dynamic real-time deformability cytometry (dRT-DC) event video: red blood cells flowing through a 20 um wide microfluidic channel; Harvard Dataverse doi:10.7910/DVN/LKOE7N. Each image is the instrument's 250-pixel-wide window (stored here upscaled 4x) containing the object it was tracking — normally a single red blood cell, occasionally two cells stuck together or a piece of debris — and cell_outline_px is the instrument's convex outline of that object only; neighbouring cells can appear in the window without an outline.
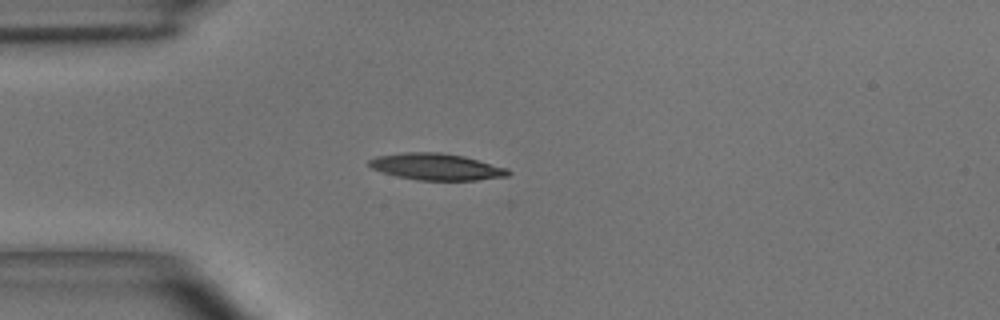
{"species": "common noctule bat (a hibernating species)", "species_latin": "Nyctalus noctula", "temperature_condition": "room temperature", "stored_images_in_passage": 29, "camera_frame_rate_fps": 3000, "um_per_image_px": 0.085, "animal": {"sex": "male", "body_mass_g": 15.6}, "frame": {"image": 1, "passage_image": 1, "time_ms": 0.0, "image_size_px": [1000, 320], "cell_outline_px": [[512, 172], [508, 176], [476, 180], [416, 180], [396, 176], [372, 168], [368, 164], [368, 160], [376, 156], [404, 152], [440, 152], [464, 156], [508, 168]], "centroid_in_image_um": [37.1, 14.17], "position_along_channel_um": 47.9, "area_um2": 21.62}}
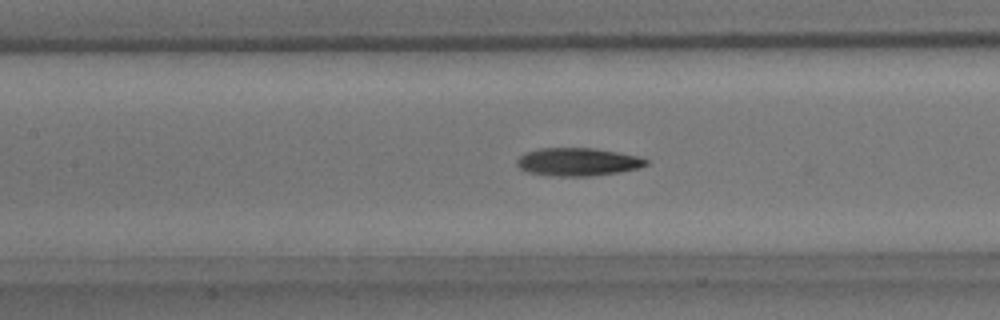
{"frame": {"image": 2, "passage_image": 10, "time_ms": 3.0, "image_size_px": [1000, 320], "cell_outline_px": [[648, 164], [640, 168], [620, 172], [588, 176], [552, 176], [528, 172], [520, 168], [516, 164], [516, 160], [524, 152], [536, 148], [592, 148], [616, 152], [636, 156], [648, 160]], "centroid_in_image_um": [49.07, 13.76], "position_along_channel_um": 158.3, "area_um2": 21.1}}
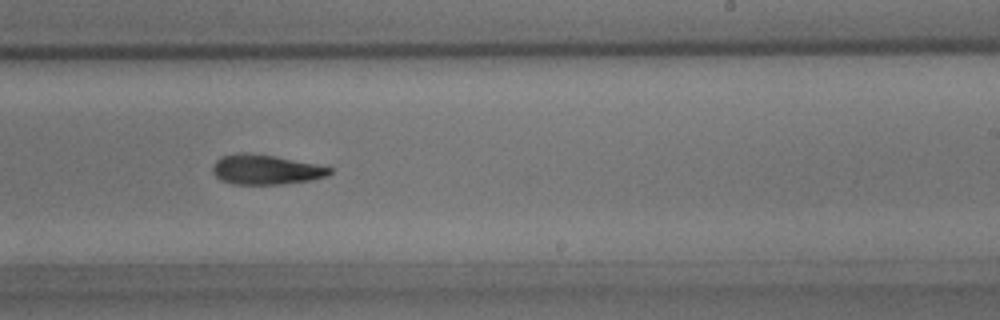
{"frame": {"image": 3, "passage_image": 18, "time_ms": 5.667, "image_size_px": [1000, 320], "cell_outline_px": [[332, 172], [328, 176], [308, 180], [284, 184], [232, 184], [220, 180], [212, 172], [212, 164], [220, 156], [240, 152], [244, 152], [272, 156], [332, 168]], "centroid_in_image_um": [22.5, 14.42], "position_along_channel_um": 266.5, "area_um2": 20.11}, "authors_computed_cell_mechanics": {"area_um2": 20.9814, "velocity_mm_per_s": 4.0671, "shape_relaxation_time_tau1_ms": 4.7146, "shape_relaxation_time_tau2_ms": 6.917, "deformation_change_tau1": 0.1791, "deformation_change_tau2": 0.1833}}